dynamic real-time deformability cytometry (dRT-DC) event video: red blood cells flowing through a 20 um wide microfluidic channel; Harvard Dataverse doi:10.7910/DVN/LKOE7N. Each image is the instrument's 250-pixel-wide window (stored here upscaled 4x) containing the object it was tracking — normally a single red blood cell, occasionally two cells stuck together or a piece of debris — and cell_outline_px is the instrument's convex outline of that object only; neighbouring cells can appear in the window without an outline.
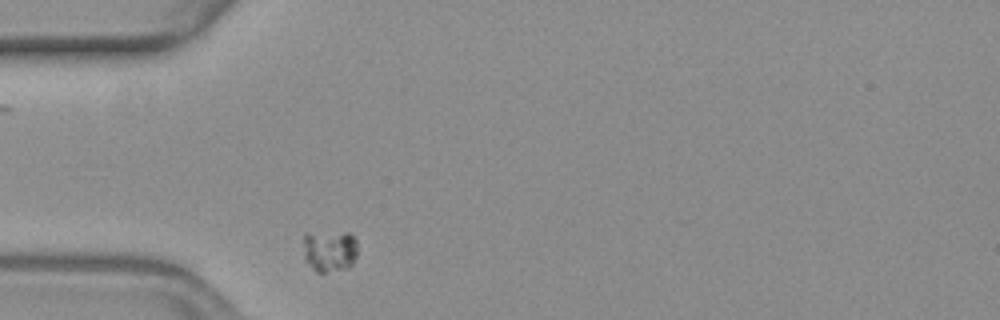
{"species": "common noctule bat (a hibernating species)", "species_latin": "Nyctalus noctula", "temperature_condition": "warm", "stored_images_in_passage": 40, "camera_frame_rate_fps": 3000, "um_per_image_px": 0.085, "animal": {"sex": "female", "body_mass_g": 19.3, "forearm_length_mm": 54.1}, "frame": {"image": 1, "passage_image": 1, "time_ms": 0.0, "image_size_px": [1000, 320], "cell_outline_px": [[356, 256], [352, 264], [348, 268], [324, 272], [316, 272], [304, 260], [304, 232], [348, 232], [356, 240]], "centroid_in_image_um": [27.99, 21.3], "position_along_channel_um": 57.0, "area_um2": 13.41}}
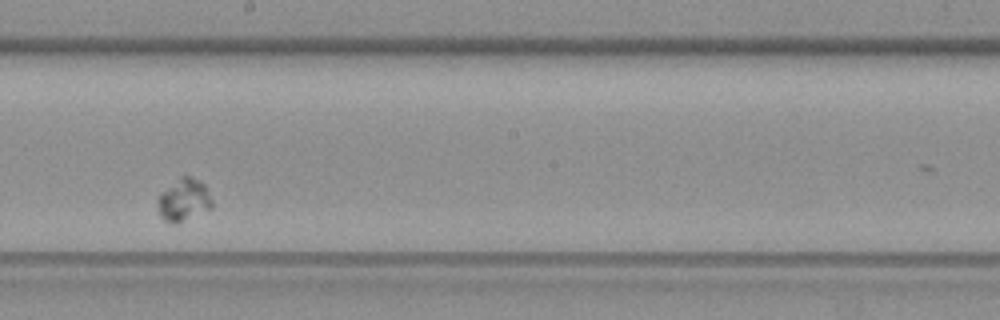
{"frame": {"image": 2, "passage_image": 18, "time_ms": 5.667, "image_size_px": [1000, 320], "cell_outline_px": [[212, 208], [176, 224], [172, 224], [164, 220], [160, 216], [156, 200], [160, 192], [180, 176], [192, 176], [200, 180], [204, 184], [212, 200]], "centroid_in_image_um": [15.59, 16.99], "position_along_channel_um": 232.6, "area_um2": 13.64}}
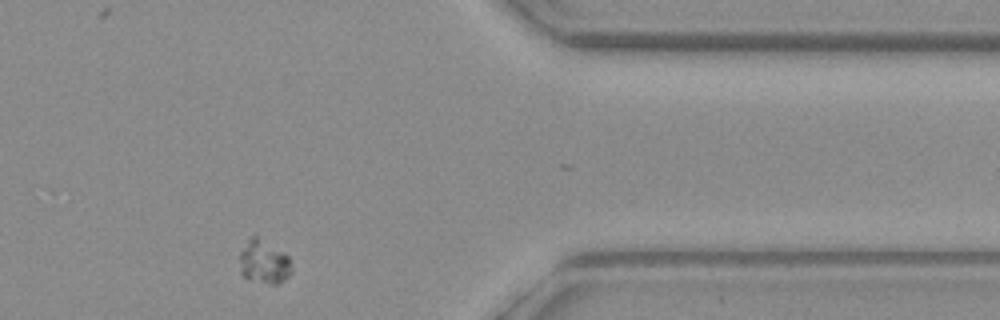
{"frame": {"image": 3, "passage_image": 34, "time_ms": 11.0, "image_size_px": [1000, 320], "cell_outline_px": [[292, 272], [288, 276], [276, 284], [272, 284], [244, 276], [240, 272], [240, 252], [248, 240], [252, 236], [256, 236], [284, 252], [288, 256], [292, 268]], "centroid_in_image_um": [22.45, 22.25], "position_along_channel_um": 389.0, "area_um2": 12.77}}